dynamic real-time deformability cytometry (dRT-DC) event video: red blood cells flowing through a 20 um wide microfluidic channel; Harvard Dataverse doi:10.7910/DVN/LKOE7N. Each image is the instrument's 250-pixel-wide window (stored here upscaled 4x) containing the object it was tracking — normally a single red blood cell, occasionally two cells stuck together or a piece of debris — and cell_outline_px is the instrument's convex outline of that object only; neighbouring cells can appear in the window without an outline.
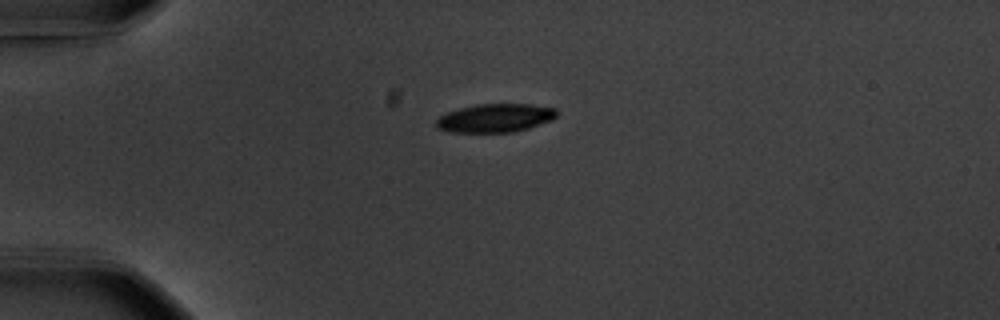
{"species": "common noctule bat (a hibernating species)", "species_latin": "Nyctalus noctula", "temperature_condition": "warm", "stored_images_in_passage": 42, "camera_frame_rate_fps": 3000, "um_per_image_px": 0.085, "animal": {"sex": "male", "body_mass_g": 20.1, "forearm_length_mm": 53.5}, "frame": {"image": 1, "passage_image": 1, "time_ms": 0.0, "image_size_px": [1000, 320], "cell_outline_px": [[556, 116], [552, 120], [516, 132], [448, 132], [436, 128], [436, 120], [444, 112], [476, 104], [528, 104], [556, 108]], "centroid_in_image_um": [42.05, 10.03], "position_along_channel_um": 42.9, "area_um2": 20.11}}
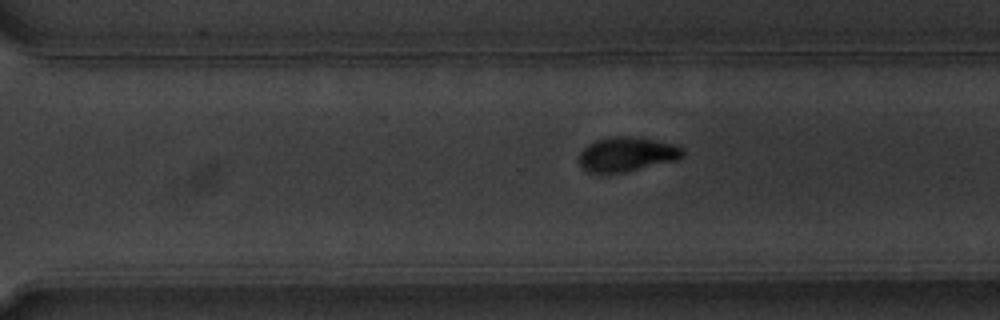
{"frame": {"image": 2, "passage_image": 26, "time_ms": 8.333, "image_size_px": [1000, 320], "cell_outline_px": [[684, 156], [676, 160], [628, 172], [588, 172], [576, 160], [580, 152], [588, 144], [596, 140], [612, 136], [632, 136], [672, 144], [684, 148]], "centroid_in_image_um": [53.26, 13.11], "position_along_channel_um": 317.3, "area_um2": 20.81}}
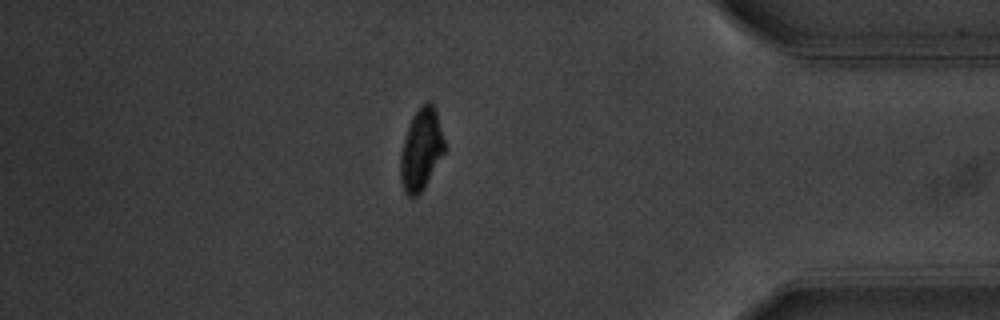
{"frame": {"image": 3, "passage_image": 35, "time_ms": 11.333, "image_size_px": [1000, 320], "cell_outline_px": [[444, 152], [424, 188], [416, 196], [408, 196], [404, 192], [400, 180], [400, 156], [408, 124], [412, 116], [420, 104], [428, 100], [436, 108], [444, 140]], "centroid_in_image_um": [35.78, 12.67], "position_along_channel_um": 399.4, "area_um2": 20.98}, "authors_computed_cell_mechanics": {"area_um2": 21.3571, "velocity_mm_per_s": 3.66, "shape_relaxation_time_tau1_ms": 2.8047, "shape_relaxation_time_tau2_ms": 5.9107, "deformation_change_tau1": 0.1617, "deformation_change_tau2": 0.0777}}